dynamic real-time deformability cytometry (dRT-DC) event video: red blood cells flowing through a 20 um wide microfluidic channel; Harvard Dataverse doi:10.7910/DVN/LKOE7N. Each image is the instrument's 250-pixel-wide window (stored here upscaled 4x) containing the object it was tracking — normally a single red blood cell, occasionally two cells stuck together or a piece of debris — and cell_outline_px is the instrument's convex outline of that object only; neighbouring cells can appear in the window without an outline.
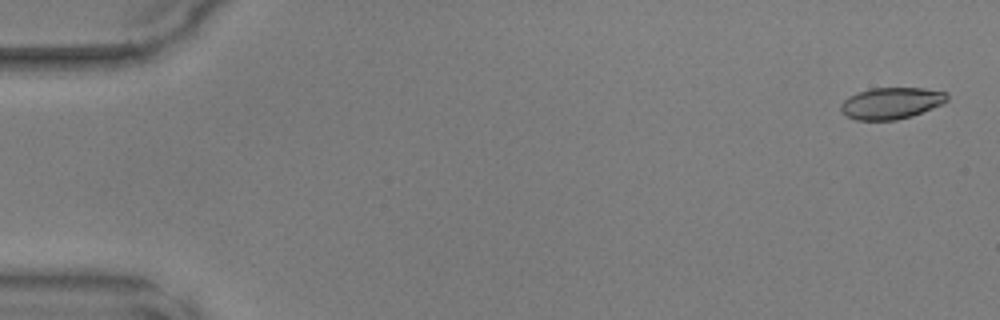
{"species": "common noctule bat (a hibernating species)", "species_latin": "Nyctalus noctula", "temperature_condition": "warm", "stored_images_in_passage": 49, "camera_frame_rate_fps": 3000, "um_per_image_px": 0.085, "animal": {"sex": "male", "body_mass_g": 17.9, "forearm_length_mm": 54.2}, "frame": {"image": 1, "passage_image": 2, "time_ms": 0.333, "image_size_px": [1000, 320], "cell_outline_px": [[948, 100], [944, 104], [912, 116], [896, 120], [856, 120], [840, 112], [840, 104], [848, 96], [872, 88], [924, 88], [948, 92]], "centroid_in_image_um": [75.78, 8.77], "position_along_channel_um": 9.2, "area_um2": 19.71}}
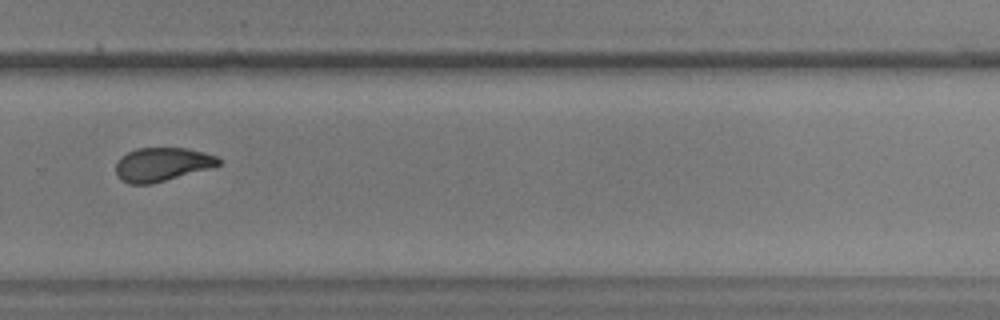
{"frame": {"image": 2, "passage_image": 34, "time_ms": 11.0, "image_size_px": [1000, 320], "cell_outline_px": [[220, 164], [208, 168], [152, 184], [128, 184], [120, 180], [116, 172], [116, 164], [120, 156], [136, 148], [184, 148], [204, 152], [216, 156], [220, 160]], "centroid_in_image_um": [13.72, 13.97], "position_along_channel_um": 316.1, "area_um2": 20.0}}
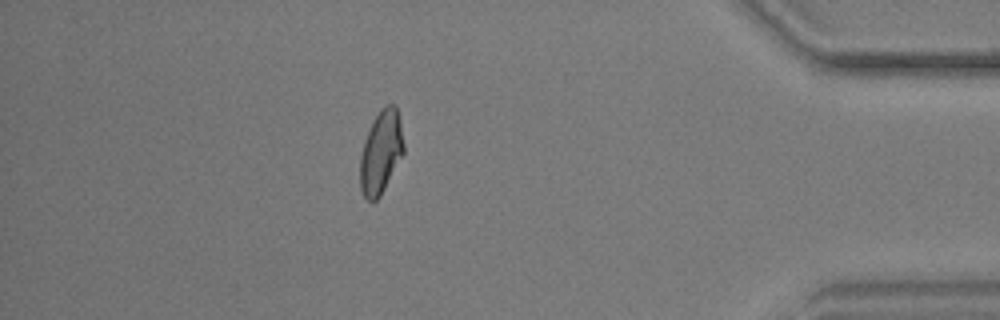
{"frame": {"image": 3, "passage_image": 43, "time_ms": 14.0, "image_size_px": [1000, 320], "cell_outline_px": [[404, 152], [380, 196], [372, 204], [364, 196], [360, 188], [360, 156], [364, 140], [380, 108], [388, 104], [392, 104], [396, 108], [400, 120], [404, 144]], "centroid_in_image_um": [32.37, 12.96], "position_along_channel_um": 402.8, "area_um2": 20.92}}